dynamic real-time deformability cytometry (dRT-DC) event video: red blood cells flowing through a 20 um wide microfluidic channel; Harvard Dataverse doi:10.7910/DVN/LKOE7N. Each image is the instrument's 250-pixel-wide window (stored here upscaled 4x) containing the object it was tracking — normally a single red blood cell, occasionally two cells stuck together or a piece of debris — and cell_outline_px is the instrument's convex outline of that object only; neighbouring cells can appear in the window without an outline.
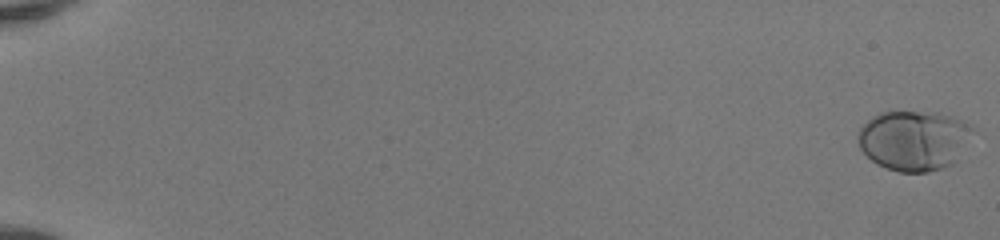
{"species": "human", "species_latin": "Homo sapiens", "temperature_condition": "room temperature", "stored_images_in_passage": 52, "camera_frame_rate_fps": 3000, "um_per_image_px": 0.085, "donor": {"sex": "female"}, "frame": {"image": 1, "passage_image": 1, "time_ms": 0.0, "image_size_px": [1000, 240], "cell_outline_px": [[972, 128], [952, 164], [928, 172], [900, 172], [876, 164], [860, 148], [856, 140], [856, 132], [872, 116], [880, 112], [936, 112], [952, 116], [964, 120], [972, 124]], "centroid_in_image_um": [77.6, 11.91], "position_along_channel_um": 7.4, "area_um2": 39.65}}
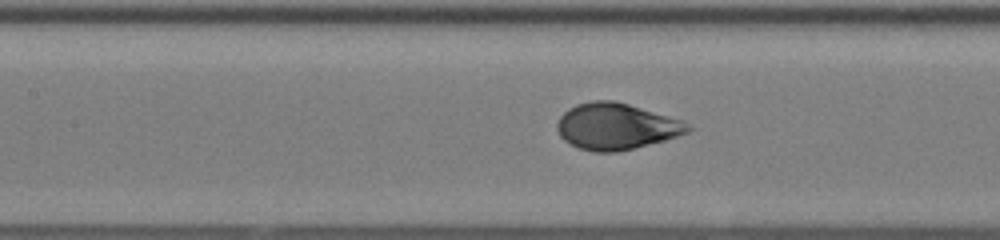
{"frame": {"image": 2, "passage_image": 27, "time_ms": 8.667, "image_size_px": [1000, 240], "cell_outline_px": [[692, 128], [688, 132], [664, 140], [616, 152], [592, 152], [580, 148], [564, 140], [560, 136], [556, 128], [556, 124], [560, 116], [568, 108], [576, 104], [592, 100], [612, 100], [628, 104], [684, 120]], "centroid_in_image_um": [52.35, 10.73], "position_along_channel_um": 155.0, "area_um2": 35.2}}
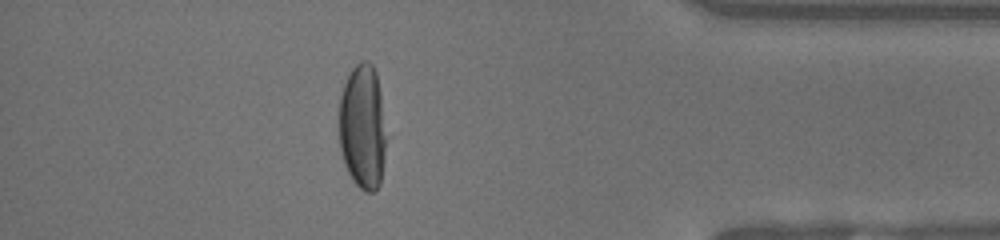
{"frame": {"image": 3, "passage_image": 47, "time_ms": 15.333, "image_size_px": [1000, 240], "cell_outline_px": [[384, 160], [380, 184], [372, 192], [364, 192], [352, 180], [344, 164], [340, 152], [340, 96], [344, 84], [352, 68], [360, 60], [368, 60], [372, 64], [376, 72], [380, 92], [384, 136]], "centroid_in_image_um": [30.8, 10.79], "position_along_channel_um": 404.4, "area_um2": 33.99}, "authors_computed_cell_mechanics": {"area_um2": 36.5296, "velocity_mm_per_s": 4.1337, "shape_relaxation_time_tau1_ms": 3.2238, "shape_relaxation_time_tau2_ms": null, "deformation_change_tau1": 0.1878, "deformation_change_tau2": null}}